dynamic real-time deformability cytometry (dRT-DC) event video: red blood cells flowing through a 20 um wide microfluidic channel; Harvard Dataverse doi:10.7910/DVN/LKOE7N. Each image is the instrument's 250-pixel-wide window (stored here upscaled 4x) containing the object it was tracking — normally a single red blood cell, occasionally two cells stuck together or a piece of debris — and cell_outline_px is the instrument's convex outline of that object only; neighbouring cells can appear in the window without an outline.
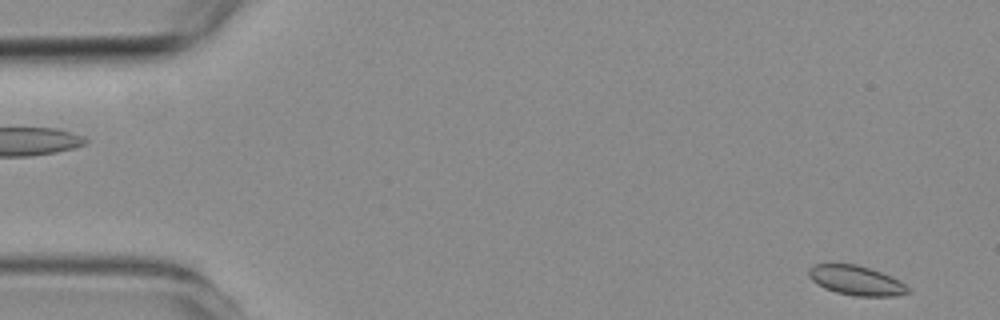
{"species": "common noctule bat (a hibernating species)", "species_latin": "Nyctalus noctula", "temperature_condition": "room temperature", "stored_images_in_passage": 4, "camera_frame_rate_fps": 3000, "um_per_image_px": 0.085, "animal": {"sex": "female", "body_mass_g": 19.3, "forearm_length_mm": 54.1}, "frame": {"image": 1, "passage_image": 1, "time_ms": 0.0, "image_size_px": [1000, 320], "cell_outline_px": [[912, 292], [892, 296], [856, 296], [836, 292], [824, 288], [816, 284], [808, 276], [808, 268], [816, 264], [856, 264], [892, 276], [900, 280]], "centroid_in_image_um": [72.76, 23.84], "position_along_channel_um": 12.2, "area_um2": 17.05}}